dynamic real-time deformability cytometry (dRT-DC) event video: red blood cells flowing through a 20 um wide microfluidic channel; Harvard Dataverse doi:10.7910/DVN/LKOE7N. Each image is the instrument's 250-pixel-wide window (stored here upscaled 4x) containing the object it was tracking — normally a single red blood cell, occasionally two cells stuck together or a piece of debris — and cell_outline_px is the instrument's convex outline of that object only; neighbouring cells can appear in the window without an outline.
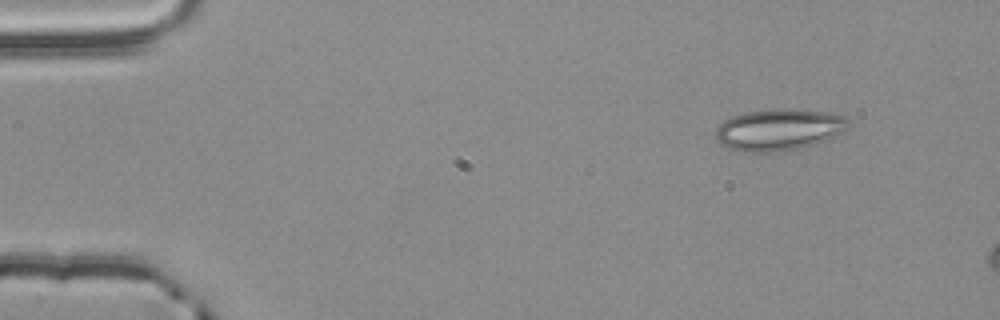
{"species": "common noctule bat (a hibernating species)", "species_latin": "Nyctalus noctula", "temperature_condition": "room temperature", "stored_images_in_passage": 4, "camera_frame_rate_fps": 3000, "um_per_image_px": 0.085, "animal": {"sex": "male", "body_mass_g": 20.4}, "frame": {"image": 1, "passage_image": 4, "time_ms": 1.0, "image_size_px": [1000, 320], "cell_outline_px": [[852, 124], [848, 128], [816, 144], [800, 148], [776, 152], [744, 152], [728, 148], [720, 144], [716, 140], [716, 128], [724, 120], [732, 116], [744, 112], [780, 108], [788, 108], [832, 112], [844, 116]], "centroid_in_image_um": [66.2, 11.01], "position_along_channel_um": 18.8, "area_um2": 32.48}}